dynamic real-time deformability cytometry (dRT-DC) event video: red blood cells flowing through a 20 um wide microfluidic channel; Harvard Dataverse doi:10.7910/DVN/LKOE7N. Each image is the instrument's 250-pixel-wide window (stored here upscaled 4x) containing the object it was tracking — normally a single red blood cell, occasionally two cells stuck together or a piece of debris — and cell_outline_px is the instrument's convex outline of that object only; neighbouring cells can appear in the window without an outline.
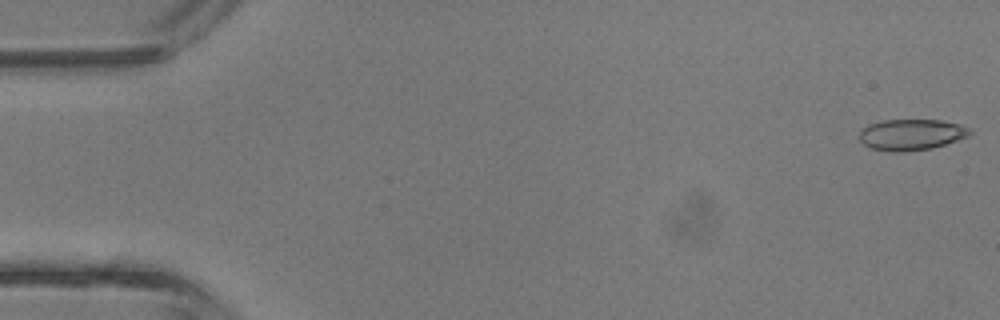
{"species": "common noctule bat (a hibernating species)", "species_latin": "Nyctalus noctula", "temperature_condition": "room temperature", "stored_images_in_passage": 42, "camera_frame_rate_fps": 3000, "um_per_image_px": 0.085, "animal": {"sex": "male", "body_mass_g": 13.3}, "frame": {"image": 1, "passage_image": 1, "time_ms": 0.0, "image_size_px": [1000, 320], "cell_outline_px": [[972, 132], [968, 136], [932, 148], [904, 152], [892, 152], [872, 148], [864, 144], [860, 140], [860, 132], [868, 124], [884, 120], [940, 120], [960, 124], [968, 128]], "centroid_in_image_um": [77.46, 11.44], "position_along_channel_um": 7.5, "area_um2": 19.83}}
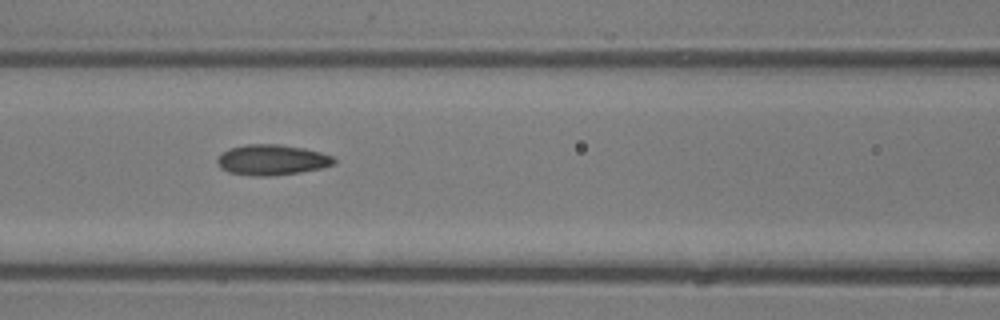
{"frame": {"image": 2, "passage_image": 18, "time_ms": 5.667, "image_size_px": [1000, 320], "cell_outline_px": [[336, 164], [324, 168], [300, 172], [268, 176], [252, 176], [228, 172], [220, 168], [216, 160], [228, 148], [248, 144], [276, 144], [304, 148], [320, 152], [332, 156], [336, 160]], "centroid_in_image_um": [23.13, 13.59], "position_along_channel_um": 143.5, "area_um2": 20.81}}
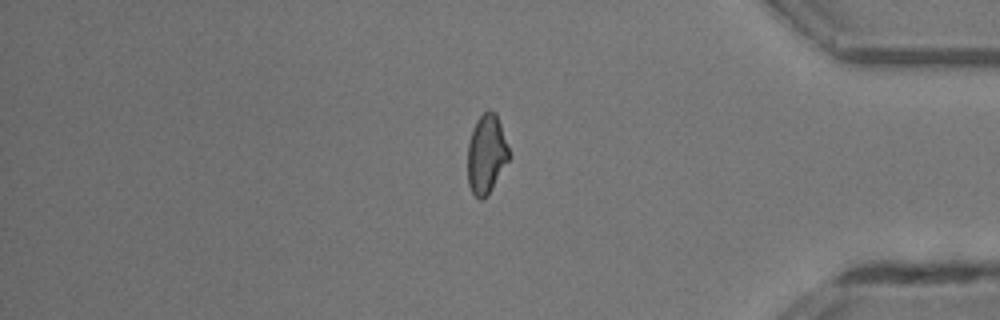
{"frame": {"image": 3, "passage_image": 35, "time_ms": 11.333, "image_size_px": [1000, 320], "cell_outline_px": [[508, 160], [492, 188], [484, 200], [480, 200], [472, 192], [468, 184], [468, 144], [472, 128], [476, 120], [488, 108], [496, 112], [508, 148]], "centroid_in_image_um": [41.32, 13.08], "position_along_channel_um": 393.9, "area_um2": 18.84}, "authors_computed_cell_mechanics": {"area_um2": 19.7965, "velocity_mm_per_s": 4.9387, "shape_relaxation_time_tau1_ms": 3.3818, "shape_relaxation_time_tau2_ms": 1.9015, "deformation_change_tau1": 0.0918, "deformation_change_tau2": 0.0905}}